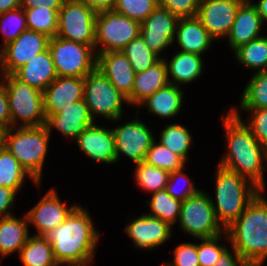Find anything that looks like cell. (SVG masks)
<instances>
[{"mask_svg": "<svg viewBox=\"0 0 267 266\" xmlns=\"http://www.w3.org/2000/svg\"><path fill=\"white\" fill-rule=\"evenodd\" d=\"M237 107H232L222 117L225 130L227 153L220 160L219 166L238 173L250 180L261 191L265 190L263 170L264 149L245 125Z\"/></svg>", "mask_w": 267, "mask_h": 266, "instance_id": "1", "label": "cell"}, {"mask_svg": "<svg viewBox=\"0 0 267 266\" xmlns=\"http://www.w3.org/2000/svg\"><path fill=\"white\" fill-rule=\"evenodd\" d=\"M44 237L52 245L59 266H91L100 239L89 212L80 205Z\"/></svg>", "mask_w": 267, "mask_h": 266, "instance_id": "2", "label": "cell"}, {"mask_svg": "<svg viewBox=\"0 0 267 266\" xmlns=\"http://www.w3.org/2000/svg\"><path fill=\"white\" fill-rule=\"evenodd\" d=\"M260 191L239 218L225 231L231 247L250 266L267 259V200Z\"/></svg>", "mask_w": 267, "mask_h": 266, "instance_id": "3", "label": "cell"}, {"mask_svg": "<svg viewBox=\"0 0 267 266\" xmlns=\"http://www.w3.org/2000/svg\"><path fill=\"white\" fill-rule=\"evenodd\" d=\"M217 167L215 201L211 197V202L218 223L226 230L239 218L261 190L238 173L219 165Z\"/></svg>", "mask_w": 267, "mask_h": 266, "instance_id": "4", "label": "cell"}, {"mask_svg": "<svg viewBox=\"0 0 267 266\" xmlns=\"http://www.w3.org/2000/svg\"><path fill=\"white\" fill-rule=\"evenodd\" d=\"M51 132L46 125L10 127L1 132L0 143L19 161L27 173L41 184Z\"/></svg>", "mask_w": 267, "mask_h": 266, "instance_id": "5", "label": "cell"}, {"mask_svg": "<svg viewBox=\"0 0 267 266\" xmlns=\"http://www.w3.org/2000/svg\"><path fill=\"white\" fill-rule=\"evenodd\" d=\"M1 76L8 97L11 127L46 125L43 92L22 82L14 74ZM18 119L21 125L17 123Z\"/></svg>", "mask_w": 267, "mask_h": 266, "instance_id": "6", "label": "cell"}, {"mask_svg": "<svg viewBox=\"0 0 267 266\" xmlns=\"http://www.w3.org/2000/svg\"><path fill=\"white\" fill-rule=\"evenodd\" d=\"M84 101L94 121L96 115L118 121L124 115L123 104H128L127 97L97 67L84 78Z\"/></svg>", "mask_w": 267, "mask_h": 266, "instance_id": "7", "label": "cell"}, {"mask_svg": "<svg viewBox=\"0 0 267 266\" xmlns=\"http://www.w3.org/2000/svg\"><path fill=\"white\" fill-rule=\"evenodd\" d=\"M48 49L60 77L85 78L97 67L95 46L55 36L50 38Z\"/></svg>", "mask_w": 267, "mask_h": 266, "instance_id": "8", "label": "cell"}, {"mask_svg": "<svg viewBox=\"0 0 267 266\" xmlns=\"http://www.w3.org/2000/svg\"><path fill=\"white\" fill-rule=\"evenodd\" d=\"M177 222L184 233L195 239L212 238L225 232L217 221L210 195L203 190L182 202Z\"/></svg>", "mask_w": 267, "mask_h": 266, "instance_id": "9", "label": "cell"}, {"mask_svg": "<svg viewBox=\"0 0 267 266\" xmlns=\"http://www.w3.org/2000/svg\"><path fill=\"white\" fill-rule=\"evenodd\" d=\"M140 29L141 23L115 10L97 12L95 28L96 54L121 51L132 39L140 35Z\"/></svg>", "mask_w": 267, "mask_h": 266, "instance_id": "10", "label": "cell"}, {"mask_svg": "<svg viewBox=\"0 0 267 266\" xmlns=\"http://www.w3.org/2000/svg\"><path fill=\"white\" fill-rule=\"evenodd\" d=\"M97 12L77 0H65L58 11L60 38L95 46Z\"/></svg>", "mask_w": 267, "mask_h": 266, "instance_id": "11", "label": "cell"}, {"mask_svg": "<svg viewBox=\"0 0 267 266\" xmlns=\"http://www.w3.org/2000/svg\"><path fill=\"white\" fill-rule=\"evenodd\" d=\"M50 37L25 30L13 42L0 49V75L14 74L32 57L48 49Z\"/></svg>", "mask_w": 267, "mask_h": 266, "instance_id": "12", "label": "cell"}, {"mask_svg": "<svg viewBox=\"0 0 267 266\" xmlns=\"http://www.w3.org/2000/svg\"><path fill=\"white\" fill-rule=\"evenodd\" d=\"M137 117L113 129L116 146V162L122 154L134 164L145 161L147 151L155 140L152 131ZM121 154V155H120Z\"/></svg>", "mask_w": 267, "mask_h": 266, "instance_id": "13", "label": "cell"}, {"mask_svg": "<svg viewBox=\"0 0 267 266\" xmlns=\"http://www.w3.org/2000/svg\"><path fill=\"white\" fill-rule=\"evenodd\" d=\"M178 21L173 13L158 5L141 23V37L160 58H163L160 53L175 42Z\"/></svg>", "mask_w": 267, "mask_h": 266, "instance_id": "14", "label": "cell"}, {"mask_svg": "<svg viewBox=\"0 0 267 266\" xmlns=\"http://www.w3.org/2000/svg\"><path fill=\"white\" fill-rule=\"evenodd\" d=\"M241 4L238 0H200L196 17L213 39H225Z\"/></svg>", "mask_w": 267, "mask_h": 266, "instance_id": "15", "label": "cell"}, {"mask_svg": "<svg viewBox=\"0 0 267 266\" xmlns=\"http://www.w3.org/2000/svg\"><path fill=\"white\" fill-rule=\"evenodd\" d=\"M78 204L67 207L60 199L55 188L50 189L39 202L26 212L29 224L34 225L37 234L45 236L48 232L62 224Z\"/></svg>", "mask_w": 267, "mask_h": 266, "instance_id": "16", "label": "cell"}, {"mask_svg": "<svg viewBox=\"0 0 267 266\" xmlns=\"http://www.w3.org/2000/svg\"><path fill=\"white\" fill-rule=\"evenodd\" d=\"M124 229V232L132 239L134 247L146 251L166 243L173 232L172 226L168 223L146 213L132 219Z\"/></svg>", "mask_w": 267, "mask_h": 266, "instance_id": "17", "label": "cell"}, {"mask_svg": "<svg viewBox=\"0 0 267 266\" xmlns=\"http://www.w3.org/2000/svg\"><path fill=\"white\" fill-rule=\"evenodd\" d=\"M84 154L93 161L112 164L116 162V146L113 129L90 125L74 140Z\"/></svg>", "mask_w": 267, "mask_h": 266, "instance_id": "18", "label": "cell"}, {"mask_svg": "<svg viewBox=\"0 0 267 266\" xmlns=\"http://www.w3.org/2000/svg\"><path fill=\"white\" fill-rule=\"evenodd\" d=\"M84 99V78L58 76L44 91V113L48 120L68 104Z\"/></svg>", "mask_w": 267, "mask_h": 266, "instance_id": "19", "label": "cell"}, {"mask_svg": "<svg viewBox=\"0 0 267 266\" xmlns=\"http://www.w3.org/2000/svg\"><path fill=\"white\" fill-rule=\"evenodd\" d=\"M89 108L84 99L68 104L46 121V126L51 132L52 128L58 130L66 138L75 140L78 135L94 124Z\"/></svg>", "mask_w": 267, "mask_h": 266, "instance_id": "20", "label": "cell"}, {"mask_svg": "<svg viewBox=\"0 0 267 266\" xmlns=\"http://www.w3.org/2000/svg\"><path fill=\"white\" fill-rule=\"evenodd\" d=\"M97 68L123 95L128 97L131 94L135 71L122 51L98 53Z\"/></svg>", "mask_w": 267, "mask_h": 266, "instance_id": "21", "label": "cell"}, {"mask_svg": "<svg viewBox=\"0 0 267 266\" xmlns=\"http://www.w3.org/2000/svg\"><path fill=\"white\" fill-rule=\"evenodd\" d=\"M264 21L253 3H242L236 13L234 23L226 37L232 51L261 37Z\"/></svg>", "mask_w": 267, "mask_h": 266, "instance_id": "22", "label": "cell"}, {"mask_svg": "<svg viewBox=\"0 0 267 266\" xmlns=\"http://www.w3.org/2000/svg\"><path fill=\"white\" fill-rule=\"evenodd\" d=\"M169 84L167 67L163 58L153 66L141 73H135L131 94L127 97L128 105L137 107L139 113L140 104L156 91Z\"/></svg>", "mask_w": 267, "mask_h": 266, "instance_id": "23", "label": "cell"}, {"mask_svg": "<svg viewBox=\"0 0 267 266\" xmlns=\"http://www.w3.org/2000/svg\"><path fill=\"white\" fill-rule=\"evenodd\" d=\"M175 39L180 47L179 51L201 56L214 41L196 16L179 19Z\"/></svg>", "mask_w": 267, "mask_h": 266, "instance_id": "24", "label": "cell"}, {"mask_svg": "<svg viewBox=\"0 0 267 266\" xmlns=\"http://www.w3.org/2000/svg\"><path fill=\"white\" fill-rule=\"evenodd\" d=\"M14 75L41 92L58 77L49 49L32 57Z\"/></svg>", "mask_w": 267, "mask_h": 266, "instance_id": "25", "label": "cell"}, {"mask_svg": "<svg viewBox=\"0 0 267 266\" xmlns=\"http://www.w3.org/2000/svg\"><path fill=\"white\" fill-rule=\"evenodd\" d=\"M163 59L167 67L168 81L173 85H187L202 75L204 61L201 55L176 51L170 61Z\"/></svg>", "mask_w": 267, "mask_h": 266, "instance_id": "26", "label": "cell"}, {"mask_svg": "<svg viewBox=\"0 0 267 266\" xmlns=\"http://www.w3.org/2000/svg\"><path fill=\"white\" fill-rule=\"evenodd\" d=\"M28 229L26 213L22 219L15 215L0 218V256L2 258L15 252L19 254L30 237Z\"/></svg>", "mask_w": 267, "mask_h": 266, "instance_id": "27", "label": "cell"}, {"mask_svg": "<svg viewBox=\"0 0 267 266\" xmlns=\"http://www.w3.org/2000/svg\"><path fill=\"white\" fill-rule=\"evenodd\" d=\"M184 90L181 87L167 84L153 95L144 100L142 105L148 108L149 113L161 118H171L177 116L183 107Z\"/></svg>", "mask_w": 267, "mask_h": 266, "instance_id": "28", "label": "cell"}, {"mask_svg": "<svg viewBox=\"0 0 267 266\" xmlns=\"http://www.w3.org/2000/svg\"><path fill=\"white\" fill-rule=\"evenodd\" d=\"M24 266H59L52 245L44 236H30L19 252Z\"/></svg>", "mask_w": 267, "mask_h": 266, "instance_id": "29", "label": "cell"}, {"mask_svg": "<svg viewBox=\"0 0 267 266\" xmlns=\"http://www.w3.org/2000/svg\"><path fill=\"white\" fill-rule=\"evenodd\" d=\"M26 176L34 182L33 184L40 186V183H37L9 150L0 143V186L13 189L18 193Z\"/></svg>", "mask_w": 267, "mask_h": 266, "instance_id": "30", "label": "cell"}, {"mask_svg": "<svg viewBox=\"0 0 267 266\" xmlns=\"http://www.w3.org/2000/svg\"><path fill=\"white\" fill-rule=\"evenodd\" d=\"M242 66L257 72L267 71V36H261L234 51Z\"/></svg>", "mask_w": 267, "mask_h": 266, "instance_id": "31", "label": "cell"}, {"mask_svg": "<svg viewBox=\"0 0 267 266\" xmlns=\"http://www.w3.org/2000/svg\"><path fill=\"white\" fill-rule=\"evenodd\" d=\"M145 202L151 210L147 215L159 218L170 226L178 221L182 202L174 199L165 189L153 192L152 198Z\"/></svg>", "mask_w": 267, "mask_h": 266, "instance_id": "32", "label": "cell"}, {"mask_svg": "<svg viewBox=\"0 0 267 266\" xmlns=\"http://www.w3.org/2000/svg\"><path fill=\"white\" fill-rule=\"evenodd\" d=\"M159 143L170 151L180 156L185 162L188 158V151L191 148L192 135L179 123L167 125L160 133Z\"/></svg>", "mask_w": 267, "mask_h": 266, "instance_id": "33", "label": "cell"}, {"mask_svg": "<svg viewBox=\"0 0 267 266\" xmlns=\"http://www.w3.org/2000/svg\"><path fill=\"white\" fill-rule=\"evenodd\" d=\"M23 10L28 30L42 33L50 38L57 35L58 11L60 9L36 7Z\"/></svg>", "mask_w": 267, "mask_h": 266, "instance_id": "34", "label": "cell"}, {"mask_svg": "<svg viewBox=\"0 0 267 266\" xmlns=\"http://www.w3.org/2000/svg\"><path fill=\"white\" fill-rule=\"evenodd\" d=\"M240 106L241 109L267 108V71L254 72L244 88Z\"/></svg>", "mask_w": 267, "mask_h": 266, "instance_id": "35", "label": "cell"}, {"mask_svg": "<svg viewBox=\"0 0 267 266\" xmlns=\"http://www.w3.org/2000/svg\"><path fill=\"white\" fill-rule=\"evenodd\" d=\"M121 51L131 63L135 73L144 72L161 59L149 49L141 35L132 39Z\"/></svg>", "mask_w": 267, "mask_h": 266, "instance_id": "36", "label": "cell"}, {"mask_svg": "<svg viewBox=\"0 0 267 266\" xmlns=\"http://www.w3.org/2000/svg\"><path fill=\"white\" fill-rule=\"evenodd\" d=\"M135 167V182L141 189L153 193L166 188L168 171L153 167L145 161L135 164Z\"/></svg>", "mask_w": 267, "mask_h": 266, "instance_id": "37", "label": "cell"}, {"mask_svg": "<svg viewBox=\"0 0 267 266\" xmlns=\"http://www.w3.org/2000/svg\"><path fill=\"white\" fill-rule=\"evenodd\" d=\"M145 162L153 167L173 172L185 168L186 162L178 155L170 151L161 143L153 141L151 148L147 151Z\"/></svg>", "mask_w": 267, "mask_h": 266, "instance_id": "38", "label": "cell"}, {"mask_svg": "<svg viewBox=\"0 0 267 266\" xmlns=\"http://www.w3.org/2000/svg\"><path fill=\"white\" fill-rule=\"evenodd\" d=\"M0 27V31L4 35L2 49L10 42H13L22 32L27 30L24 10L20 7L0 14Z\"/></svg>", "mask_w": 267, "mask_h": 266, "instance_id": "39", "label": "cell"}, {"mask_svg": "<svg viewBox=\"0 0 267 266\" xmlns=\"http://www.w3.org/2000/svg\"><path fill=\"white\" fill-rule=\"evenodd\" d=\"M223 237L224 239H222ZM225 239L229 240L226 231L224 235L220 234L212 238L198 239L201 241L200 244L197 243V256L200 266H214L217 263L221 254L228 248L227 245L219 243Z\"/></svg>", "mask_w": 267, "mask_h": 266, "instance_id": "40", "label": "cell"}, {"mask_svg": "<svg viewBox=\"0 0 267 266\" xmlns=\"http://www.w3.org/2000/svg\"><path fill=\"white\" fill-rule=\"evenodd\" d=\"M158 6V0H117L113 10L142 23Z\"/></svg>", "mask_w": 267, "mask_h": 266, "instance_id": "41", "label": "cell"}, {"mask_svg": "<svg viewBox=\"0 0 267 266\" xmlns=\"http://www.w3.org/2000/svg\"><path fill=\"white\" fill-rule=\"evenodd\" d=\"M184 168L175 170L169 173L168 181L165 190L174 198L181 202L189 197L195 196L201 190L194 187V182H192L188 175L183 172ZM186 183L185 188L178 187L181 182ZM181 185V184H180ZM183 186V184H182ZM179 188V189H178Z\"/></svg>", "mask_w": 267, "mask_h": 266, "instance_id": "42", "label": "cell"}, {"mask_svg": "<svg viewBox=\"0 0 267 266\" xmlns=\"http://www.w3.org/2000/svg\"><path fill=\"white\" fill-rule=\"evenodd\" d=\"M250 112L248 124H245L261 145L267 143V108L266 109H242ZM250 120V121H249Z\"/></svg>", "mask_w": 267, "mask_h": 266, "instance_id": "43", "label": "cell"}, {"mask_svg": "<svg viewBox=\"0 0 267 266\" xmlns=\"http://www.w3.org/2000/svg\"><path fill=\"white\" fill-rule=\"evenodd\" d=\"M173 262L162 263L161 266H200L196 243H182L173 251Z\"/></svg>", "mask_w": 267, "mask_h": 266, "instance_id": "44", "label": "cell"}, {"mask_svg": "<svg viewBox=\"0 0 267 266\" xmlns=\"http://www.w3.org/2000/svg\"><path fill=\"white\" fill-rule=\"evenodd\" d=\"M200 0H158V5L168 9L177 18L195 17Z\"/></svg>", "mask_w": 267, "mask_h": 266, "instance_id": "45", "label": "cell"}, {"mask_svg": "<svg viewBox=\"0 0 267 266\" xmlns=\"http://www.w3.org/2000/svg\"><path fill=\"white\" fill-rule=\"evenodd\" d=\"M15 196L16 192L13 189L0 186V218L14 215L11 208L16 201Z\"/></svg>", "mask_w": 267, "mask_h": 266, "instance_id": "46", "label": "cell"}, {"mask_svg": "<svg viewBox=\"0 0 267 266\" xmlns=\"http://www.w3.org/2000/svg\"><path fill=\"white\" fill-rule=\"evenodd\" d=\"M11 127V117L9 113L8 97L5 87L0 81V131Z\"/></svg>", "mask_w": 267, "mask_h": 266, "instance_id": "47", "label": "cell"}, {"mask_svg": "<svg viewBox=\"0 0 267 266\" xmlns=\"http://www.w3.org/2000/svg\"><path fill=\"white\" fill-rule=\"evenodd\" d=\"M232 250L233 253L227 248L214 266H250L233 248Z\"/></svg>", "mask_w": 267, "mask_h": 266, "instance_id": "48", "label": "cell"}, {"mask_svg": "<svg viewBox=\"0 0 267 266\" xmlns=\"http://www.w3.org/2000/svg\"><path fill=\"white\" fill-rule=\"evenodd\" d=\"M65 0H21L20 7L22 9H30L43 7L49 9H60Z\"/></svg>", "mask_w": 267, "mask_h": 266, "instance_id": "49", "label": "cell"}, {"mask_svg": "<svg viewBox=\"0 0 267 266\" xmlns=\"http://www.w3.org/2000/svg\"><path fill=\"white\" fill-rule=\"evenodd\" d=\"M96 12L113 10L117 0H77Z\"/></svg>", "mask_w": 267, "mask_h": 266, "instance_id": "50", "label": "cell"}, {"mask_svg": "<svg viewBox=\"0 0 267 266\" xmlns=\"http://www.w3.org/2000/svg\"><path fill=\"white\" fill-rule=\"evenodd\" d=\"M21 0H0V14L20 8Z\"/></svg>", "mask_w": 267, "mask_h": 266, "instance_id": "51", "label": "cell"}, {"mask_svg": "<svg viewBox=\"0 0 267 266\" xmlns=\"http://www.w3.org/2000/svg\"><path fill=\"white\" fill-rule=\"evenodd\" d=\"M252 3L256 7L257 12L260 14L265 24L267 22V0H259L257 4L255 2Z\"/></svg>", "mask_w": 267, "mask_h": 266, "instance_id": "52", "label": "cell"}, {"mask_svg": "<svg viewBox=\"0 0 267 266\" xmlns=\"http://www.w3.org/2000/svg\"><path fill=\"white\" fill-rule=\"evenodd\" d=\"M264 149V163H266V168H267V143L263 146Z\"/></svg>", "mask_w": 267, "mask_h": 266, "instance_id": "53", "label": "cell"}, {"mask_svg": "<svg viewBox=\"0 0 267 266\" xmlns=\"http://www.w3.org/2000/svg\"><path fill=\"white\" fill-rule=\"evenodd\" d=\"M238 1H240L241 3H252L251 0H238Z\"/></svg>", "mask_w": 267, "mask_h": 266, "instance_id": "54", "label": "cell"}]
</instances>
